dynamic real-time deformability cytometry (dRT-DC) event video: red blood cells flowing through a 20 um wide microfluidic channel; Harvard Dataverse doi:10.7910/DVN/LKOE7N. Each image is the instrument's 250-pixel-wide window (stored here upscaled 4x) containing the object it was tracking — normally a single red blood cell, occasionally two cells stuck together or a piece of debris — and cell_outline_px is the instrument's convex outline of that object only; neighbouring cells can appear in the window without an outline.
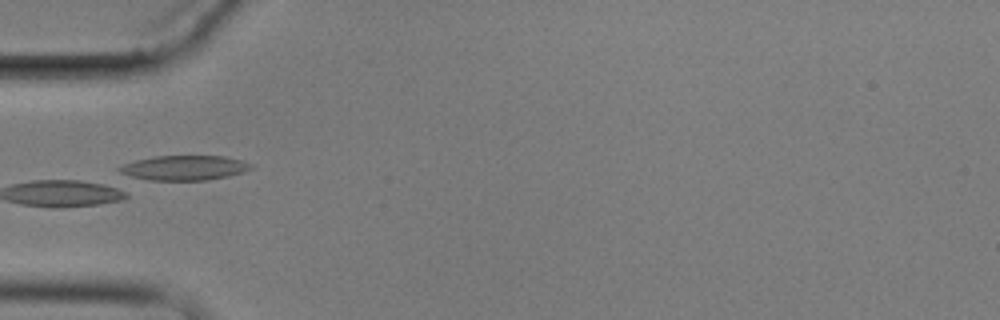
{"species": "common noctule bat (a hibernating species)", "species_latin": "Nyctalus noctula", "temperature_condition": "cold", "stored_images_in_passage": 9, "camera_frame_rate_fps": 3000, "um_per_image_px": 0.085, "animal": {"sex": "male", "body_mass_g": 17.9}, "frame": {"image": 1, "passage_image": 6, "time_ms": 6.0, "image_size_px": [1000, 320], "cell_outline_px": [[252, 168], [244, 172], [228, 176], [204, 180], [148, 180], [120, 176], [116, 168], [124, 164], [136, 160], [156, 156], [224, 156], [244, 160], [252, 164]], "centroid_in_image_um": [15.6, 14.27], "position_along_channel_um": 69.4, "area_um2": 19.31}}
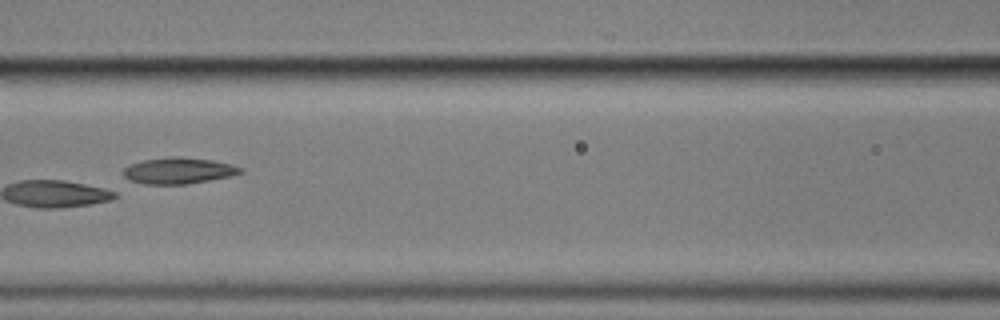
{"frame": {"image": 2, "passage_image": 8, "time_ms": 8.333, "image_size_px": [1000, 320], "cell_outline_px": [[244, 172], [228, 176], [208, 180], [184, 184], [144, 184], [132, 180], [124, 176], [124, 168], [128, 164], [144, 160], [172, 156], [180, 156], [212, 160], [232, 164], [244, 168]], "centroid_in_image_um": [15.19, 14.49], "position_along_channel_um": 151.4, "area_um2": 17.8}}